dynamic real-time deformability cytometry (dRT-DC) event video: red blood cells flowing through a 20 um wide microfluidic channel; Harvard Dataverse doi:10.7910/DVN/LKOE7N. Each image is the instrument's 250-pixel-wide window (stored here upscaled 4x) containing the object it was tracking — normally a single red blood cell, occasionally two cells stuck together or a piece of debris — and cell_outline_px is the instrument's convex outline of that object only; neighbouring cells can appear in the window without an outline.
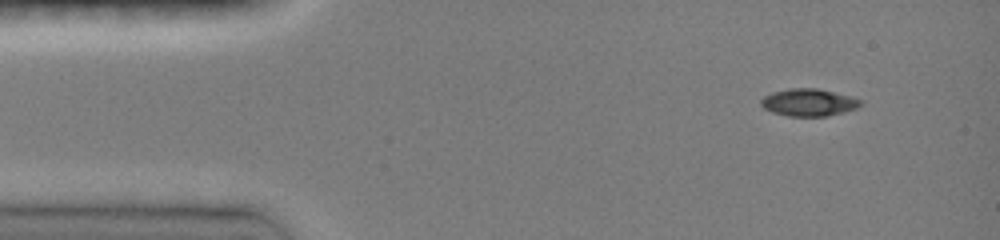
{"species": "common noctule bat (a hibernating species)", "species_latin": "Nyctalus noctula", "temperature_condition": "room temperature", "stored_images_in_passage": 62, "camera_frame_rate_fps": 3000, "um_per_image_px": 0.085, "animal": {"sex": "female", "body_mass_g": 19.0, "forearm_length_mm": 51.5}, "frame": {"image": 1, "passage_image": 1, "time_ms": 0.0, "image_size_px": [1000, 240], "cell_outline_px": [[860, 104], [856, 108], [844, 112], [828, 116], [788, 116], [772, 112], [764, 108], [760, 104], [760, 100], [764, 96], [772, 92], [788, 88], [816, 88], [848, 96], [860, 100]], "centroid_in_image_um": [68.67, 8.71], "position_along_channel_um": 16.3, "area_um2": 15.66}}
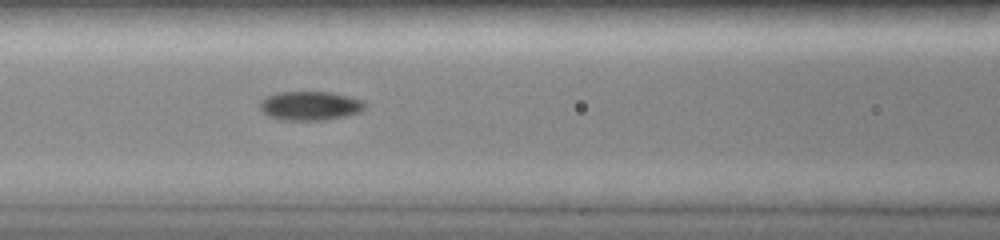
{"frame": {"image": 2, "passage_image": 19, "time_ms": 5.0, "image_size_px": [1000, 240], "cell_outline_px": [[368, 104], [360, 112], [348, 116], [324, 120], [280, 120], [268, 116], [260, 108], [260, 100], [276, 92], [332, 92], [364, 100]], "centroid_in_image_um": [26.39, 8.99], "position_along_channel_um": 140.2, "area_um2": 17.98}}
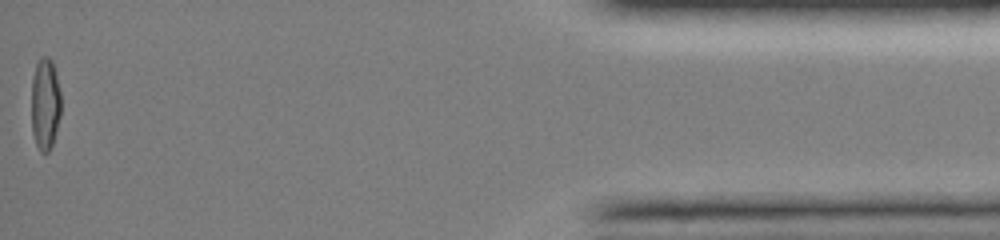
{"frame": {"image": 3, "passage_image": 61, "time_ms": 14.0, "image_size_px": [1000, 240], "cell_outline_px": [[60, 116], [52, 144], [48, 152], [40, 152], [36, 144], [32, 132], [32, 76], [36, 64], [40, 56], [48, 56], [52, 60], [60, 92]], "centroid_in_image_um": [3.83, 8.81], "position_along_channel_um": 431.4, "area_um2": 15.78}, "authors_computed_cell_mechanics": {"area_um2": 16.5886, "velocity_mm_per_s": 4.1114, "shape_relaxation_time_tau1_ms": null, "shape_relaxation_time_tau2_ms": 1.4532, "deformation_change_tau1": null, "deformation_change_tau2": 0.0417}}